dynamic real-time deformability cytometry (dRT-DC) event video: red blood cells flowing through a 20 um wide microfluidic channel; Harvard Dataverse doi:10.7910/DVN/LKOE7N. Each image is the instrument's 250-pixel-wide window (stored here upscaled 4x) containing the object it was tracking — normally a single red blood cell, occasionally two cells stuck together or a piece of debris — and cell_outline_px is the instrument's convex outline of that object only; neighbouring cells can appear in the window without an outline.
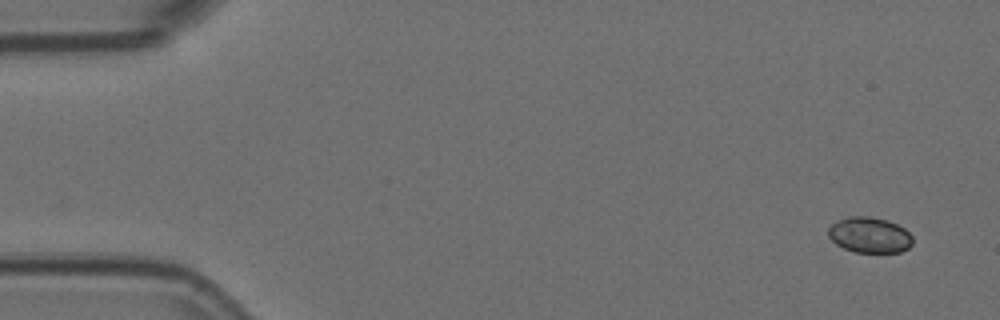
{"species": "Egyptian fruit bat (a non-hibernating species)", "species_latin": "Rousettus aegyptiacus", "temperature_condition": "room temperature", "stored_images_in_passage": 55, "camera_frame_rate_fps": 3000, "um_per_image_px": 0.085, "animal": {"sex": "female"}, "frame": {"image": 1, "passage_image": 1, "time_ms": 0.0, "image_size_px": [1000, 320], "cell_outline_px": [[912, 244], [908, 248], [900, 252], [856, 252], [844, 248], [836, 244], [828, 236], [828, 228], [832, 224], [848, 216], [868, 216], [888, 220], [904, 228], [912, 236]], "centroid_in_image_um": [73.91, 19.97], "position_along_channel_um": 11.1, "area_um2": 17.46}}
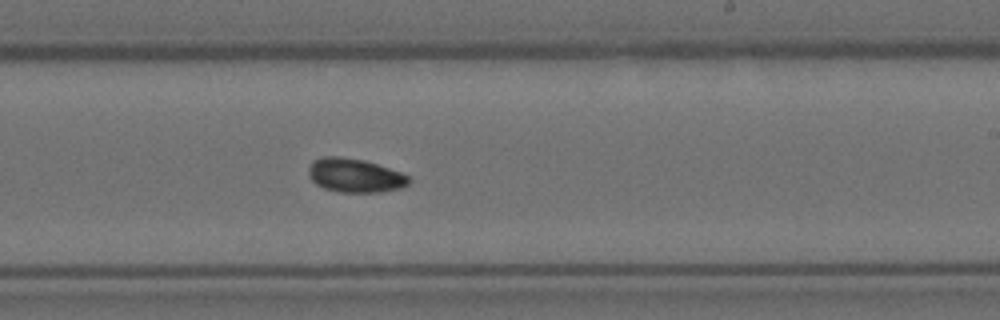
{"frame": {"image": 2, "passage_image": 32, "time_ms": 10.333, "image_size_px": [1000, 320], "cell_outline_px": [[412, 180], [408, 184], [400, 188], [380, 192], [340, 192], [324, 188], [316, 184], [308, 176], [308, 168], [312, 160], [324, 156], [340, 156], [364, 160], [400, 172], [408, 176]], "centroid_in_image_um": [30.13, 14.91], "position_along_channel_um": 258.9, "area_um2": 19.83}}
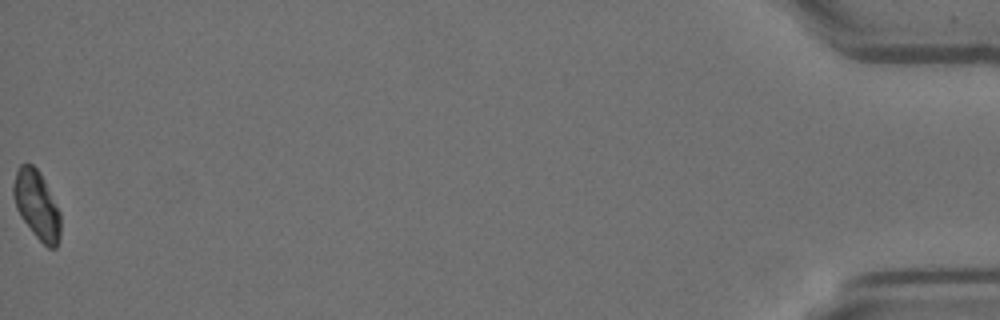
{"frame": {"image": 3, "passage_image": 55, "time_ms": 18.0, "image_size_px": [1000, 320], "cell_outline_px": [[60, 236], [56, 248], [48, 248], [32, 232], [16, 208], [12, 192], [12, 184], [16, 172], [20, 164], [32, 164], [40, 172], [60, 212]], "centroid_in_image_um": [3.12, 17.41], "position_along_channel_um": 432.1, "area_um2": 18.61}, "authors_computed_cell_mechanics": {"area_um2": 18.6694, "velocity_mm_per_s": 3.6011, "shape_relaxation_time_tau1_ms": 3.6661, "shape_relaxation_time_tau2_ms": null, "deformation_change_tau1": 0.0591, "deformation_change_tau2": null}}